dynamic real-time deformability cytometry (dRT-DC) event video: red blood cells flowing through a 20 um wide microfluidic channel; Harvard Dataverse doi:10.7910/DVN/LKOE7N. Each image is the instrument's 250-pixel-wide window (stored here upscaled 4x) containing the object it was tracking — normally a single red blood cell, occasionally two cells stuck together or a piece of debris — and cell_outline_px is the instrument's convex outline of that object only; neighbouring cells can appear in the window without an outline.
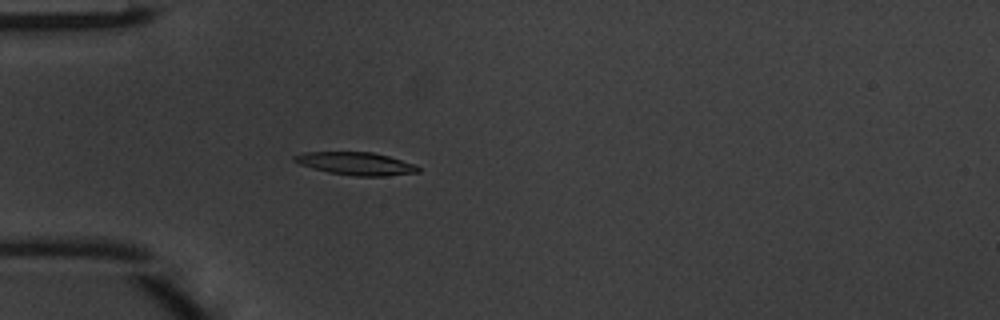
{"species": "common noctule bat (a hibernating species)", "species_latin": "Nyctalus noctula", "temperature_condition": "warm", "stored_images_in_passage": 35, "camera_frame_rate_fps": 3000, "um_per_image_px": 0.085, "animal": {"sex": "male", "body_mass_g": 20.1, "forearm_length_mm": 53.5}, "frame": {"image": 1, "passage_image": 1, "time_ms": 0.0, "image_size_px": [1000, 320], "cell_outline_px": [[420, 172], [384, 176], [352, 176], [328, 172], [312, 168], [300, 164], [292, 160], [292, 156], [304, 152], [372, 152], [388, 156], [416, 164], [420, 168]], "centroid_in_image_um": [30.25, 13.91], "position_along_channel_um": 54.7, "area_um2": 16.53}}
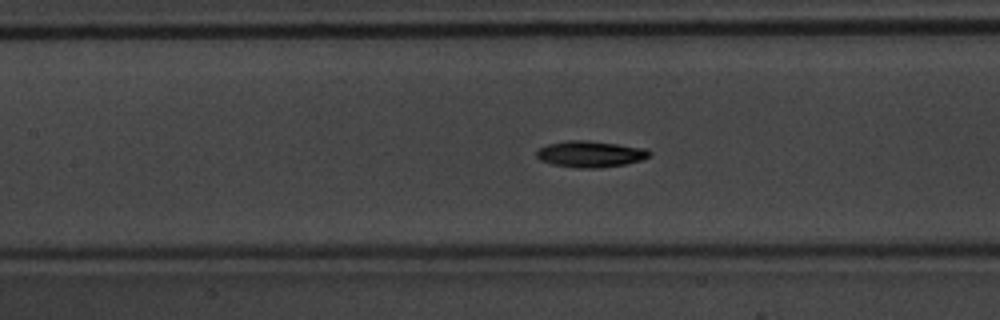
{"frame": {"image": 2, "passage_image": 9, "time_ms": 2.667, "image_size_px": [1000, 320], "cell_outline_px": [[652, 152], [648, 156], [640, 160], [628, 164], [600, 168], [576, 168], [552, 164], [540, 160], [536, 156], [536, 152], [540, 148], [548, 144], [568, 140], [588, 140], [648, 148]], "centroid_in_image_um": [50.2, 13.09], "position_along_channel_um": 157.2, "area_um2": 17.46}}
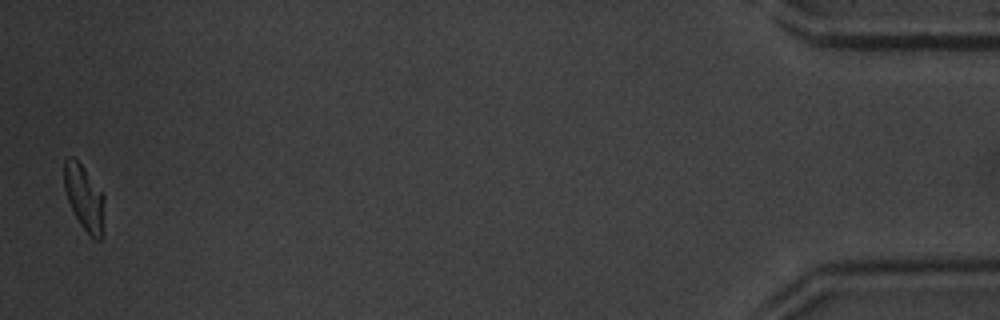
{"frame": {"image": 3, "passage_image": 35, "time_ms": 11.333, "image_size_px": [1000, 320], "cell_outline_px": [[104, 200], [100, 240], [96, 240], [88, 236], [80, 224], [68, 200], [64, 188], [64, 160], [68, 156], [72, 156], [84, 168], [104, 192]], "centroid_in_image_um": [7.15, 16.77], "position_along_channel_um": 428.0, "area_um2": 15.2}, "authors_computed_cell_mechanics": {"area_um2": 16.2418, "velocity_mm_per_s": 4.1331, "shape_relaxation_time_tau1_ms": 2.5212, "shape_relaxation_time_tau2_ms": null, "deformation_change_tau1": 0.1542, "deformation_change_tau2": null}}